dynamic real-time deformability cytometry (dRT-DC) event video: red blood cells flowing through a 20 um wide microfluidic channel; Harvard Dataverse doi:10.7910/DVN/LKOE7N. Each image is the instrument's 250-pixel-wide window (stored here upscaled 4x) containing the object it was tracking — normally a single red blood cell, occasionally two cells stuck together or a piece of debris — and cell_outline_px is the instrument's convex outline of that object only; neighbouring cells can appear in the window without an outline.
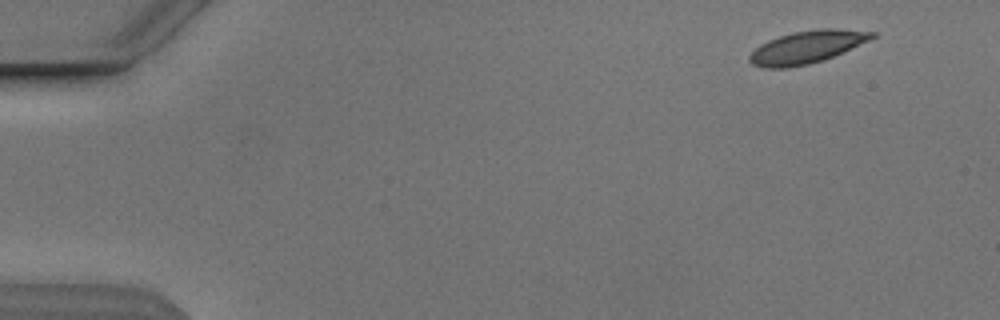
{"species": "Egyptian fruit bat (a non-hibernating species)", "species_latin": "Rousettus aegyptiacus", "temperature_condition": "cold", "stored_images_in_passage": 50, "camera_frame_rate_fps": 3000, "um_per_image_px": 0.085, "animal": {"sex": "male"}, "frame": {"image": 1, "passage_image": 1, "time_ms": 0.0, "image_size_px": [1000, 320], "cell_outline_px": [[876, 36], [868, 40], [824, 60], [808, 64], [788, 68], [764, 68], [752, 64], [748, 60], [748, 56], [760, 44], [768, 40], [792, 32], [816, 28], [836, 28], [876, 32]], "centroid_in_image_um": [68.55, 3.99], "position_along_channel_um": 16.5, "area_um2": 23.18}}
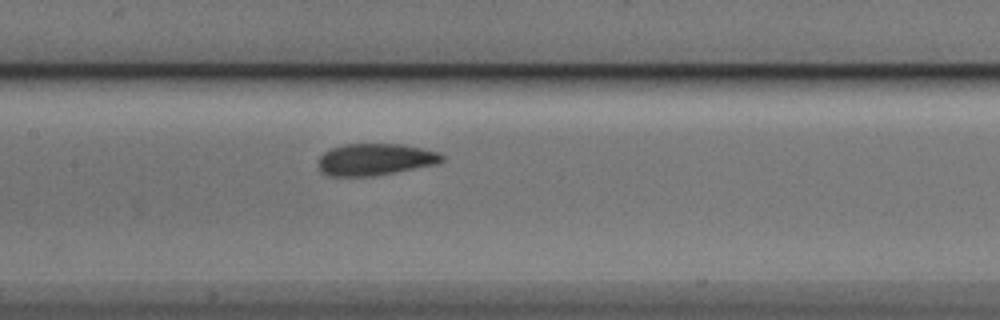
{"frame": {"image": 2, "passage_image": 23, "time_ms": 7.333, "image_size_px": [1000, 320], "cell_outline_px": [[444, 160], [436, 164], [396, 172], [372, 176], [328, 176], [320, 172], [316, 160], [324, 152], [332, 148], [344, 144], [404, 144], [440, 152], [444, 156]], "centroid_in_image_um": [31.87, 13.55], "position_along_channel_um": 175.5, "area_um2": 23.18}}
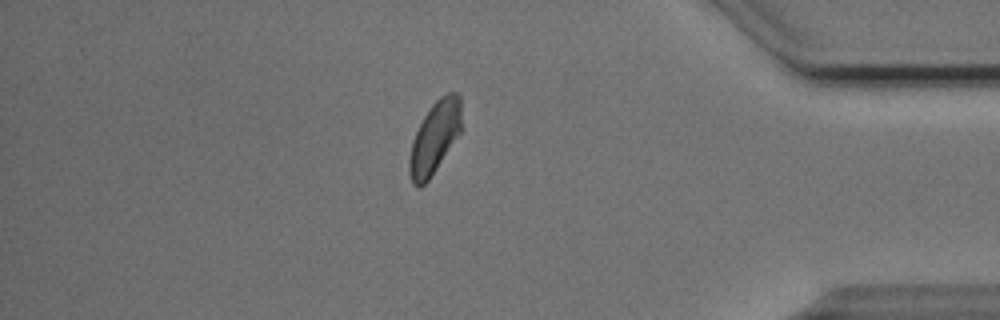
{"frame": {"image": 3, "passage_image": 43, "time_ms": 14.0, "image_size_px": [1000, 320], "cell_outline_px": [[460, 132], [428, 180], [420, 188], [416, 188], [412, 184], [408, 172], [408, 160], [412, 140], [424, 116], [432, 104], [440, 96], [448, 92], [456, 92], [460, 96]], "centroid_in_image_um": [36.9, 11.71], "position_along_channel_um": 398.3, "area_um2": 21.62}, "authors_computed_cell_mechanics": {"area_um2": 22.8599, "velocity_mm_per_s": 3.8042, "shape_relaxation_time_tau1_ms": 5.4098, "shape_relaxation_time_tau2_ms": 1.0967, "deformation_change_tau1": 0.1128, "deformation_change_tau2": 0.0584}}